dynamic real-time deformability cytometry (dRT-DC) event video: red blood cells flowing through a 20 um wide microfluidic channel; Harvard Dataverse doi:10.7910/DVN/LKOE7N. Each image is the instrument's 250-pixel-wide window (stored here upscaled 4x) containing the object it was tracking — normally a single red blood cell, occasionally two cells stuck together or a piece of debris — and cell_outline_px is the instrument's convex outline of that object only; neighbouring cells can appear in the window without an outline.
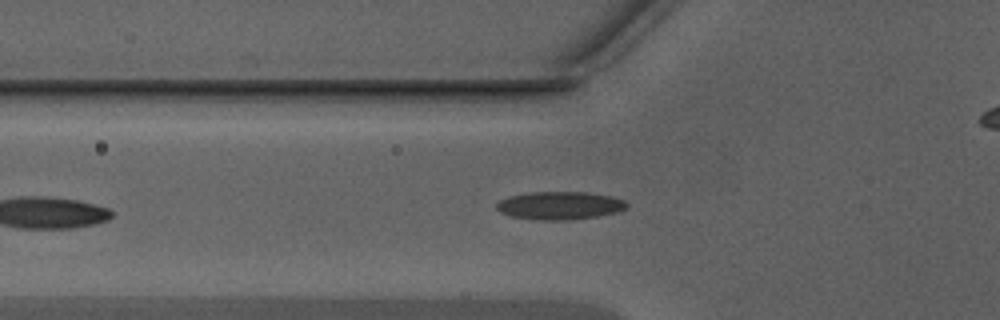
{"species": "Egyptian fruit bat (a non-hibernating species)", "species_latin": "Rousettus aegyptiacus", "temperature_condition": "warm", "stored_images_in_passage": 19, "camera_frame_rate_fps": 3000, "um_per_image_px": 0.085, "animal": {"sex": "male"}, "frame": {"image": 1, "passage_image": 3, "time_ms": 0.667, "image_size_px": [1000, 320], "cell_outline_px": [[628, 208], [620, 212], [596, 216], [568, 220], [536, 220], [512, 216], [500, 212], [496, 208], [496, 204], [500, 200], [508, 196], [528, 192], [588, 192], [612, 196], [624, 200], [628, 204]], "centroid_in_image_um": [47.6, 17.46], "position_along_channel_um": 78.2, "area_um2": 21.44}}
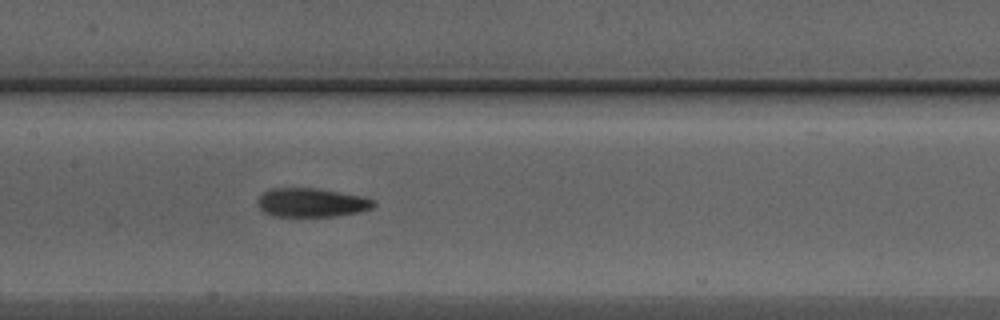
{"frame": {"image": 2, "passage_image": 10, "time_ms": 3.0, "image_size_px": [1000, 320], "cell_outline_px": [[376, 204], [372, 208], [356, 212], [332, 216], [272, 216], [264, 212], [260, 208], [256, 200], [264, 192], [272, 188], [316, 188], [364, 196], [372, 200]], "centroid_in_image_um": [26.45, 17.21], "position_along_channel_um": 180.9, "area_um2": 19.36}}
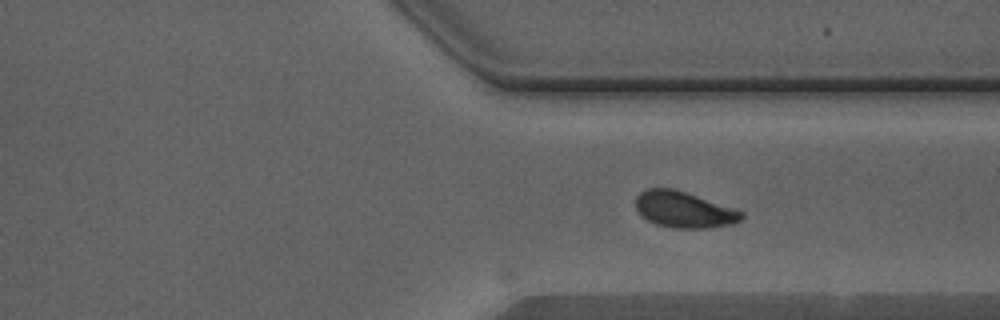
{"frame": {"image": 3, "passage_image": 19, "time_ms": 6.0, "image_size_px": [1000, 320], "cell_outline_px": [[744, 216], [740, 220], [732, 224], [708, 228], [672, 228], [656, 224], [640, 216], [636, 208], [636, 196], [640, 192], [648, 188], [676, 188], [744, 212]], "centroid_in_image_um": [58.11, 17.81], "position_along_channel_um": 353.3, "area_um2": 22.43}}